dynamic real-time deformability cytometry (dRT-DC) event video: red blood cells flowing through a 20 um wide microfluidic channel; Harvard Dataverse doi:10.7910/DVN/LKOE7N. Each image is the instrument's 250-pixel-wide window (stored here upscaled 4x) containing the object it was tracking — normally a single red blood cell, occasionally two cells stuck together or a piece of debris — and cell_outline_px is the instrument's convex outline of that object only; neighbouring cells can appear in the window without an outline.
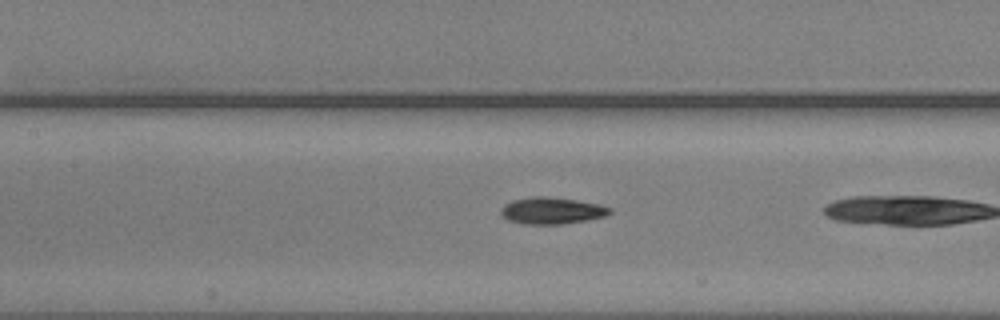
{"species": "common noctule bat (a hibernating species)", "species_latin": "Nyctalus noctula", "temperature_condition": "warm", "stored_images_in_passage": 20, "camera_frame_rate_fps": 3000, "um_per_image_px": 0.085, "animal": {"sex": "male", "body_mass_g": 20.5, "forearm_length_mm": 52.5}, "frame": {"image": 1, "passage_image": 19, "time_ms": 6.0, "image_size_px": [1000, 320], "cell_outline_px": [[612, 212], [604, 216], [584, 220], [560, 224], [524, 224], [508, 220], [500, 212], [500, 208], [504, 204], [512, 200], [536, 196], [544, 196], [576, 200], [600, 204], [612, 208]], "centroid_in_image_um": [46.88, 17.9], "position_along_channel_um": 160.5, "area_um2": 16.82}}